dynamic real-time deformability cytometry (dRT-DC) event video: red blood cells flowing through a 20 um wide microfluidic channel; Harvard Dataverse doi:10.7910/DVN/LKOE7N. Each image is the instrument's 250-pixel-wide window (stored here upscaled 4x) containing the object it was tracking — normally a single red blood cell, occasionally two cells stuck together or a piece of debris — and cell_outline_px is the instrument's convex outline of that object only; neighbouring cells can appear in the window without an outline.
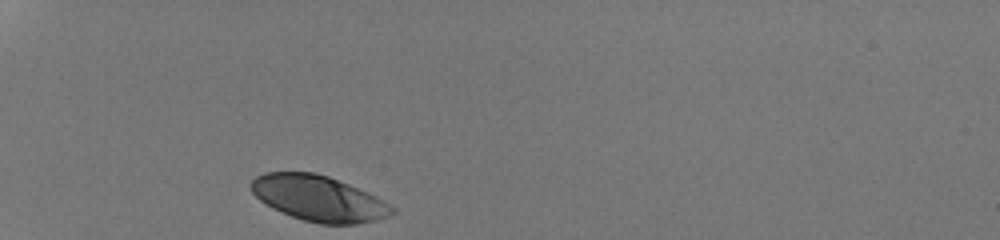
{"species": "human", "species_latin": "Homo sapiens", "temperature_condition": "room temperature", "stored_images_in_passage": 28, "camera_frame_rate_fps": 3000, "um_per_image_px": 0.085, "donor": {"sex": "male"}, "frame": {"image": 1, "passage_image": 1, "time_ms": 0.0, "image_size_px": [1000, 240], "cell_outline_px": [[396, 212], [388, 216], [376, 220], [356, 224], [320, 224], [304, 220], [280, 212], [272, 208], [260, 200], [248, 188], [248, 184], [256, 176], [264, 172], [316, 172], [328, 176], [368, 192], [376, 196], [396, 208]], "centroid_in_image_um": [27.06, 16.86], "position_along_channel_um": 57.9, "area_um2": 37.63}}
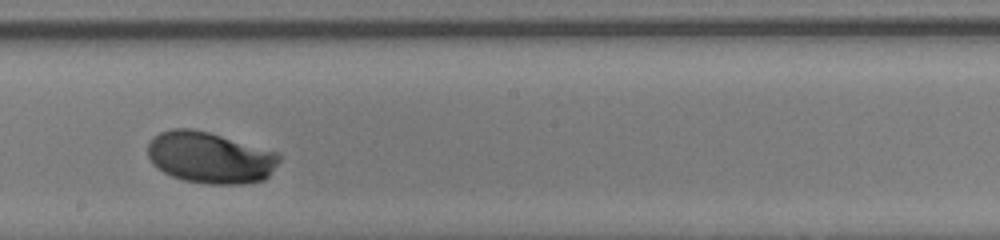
{"frame": {"image": 2, "passage_image": 16, "time_ms": 5.0, "image_size_px": [1000, 240], "cell_outline_px": [[280, 160], [268, 176], [264, 180], [244, 184], [208, 184], [184, 180], [172, 176], [156, 168], [152, 164], [148, 156], [148, 144], [160, 132], [172, 128], [192, 128], [208, 132], [276, 152], [280, 156]], "centroid_in_image_um": [17.83, 13.4], "position_along_channel_um": 230.4, "area_um2": 39.19}}
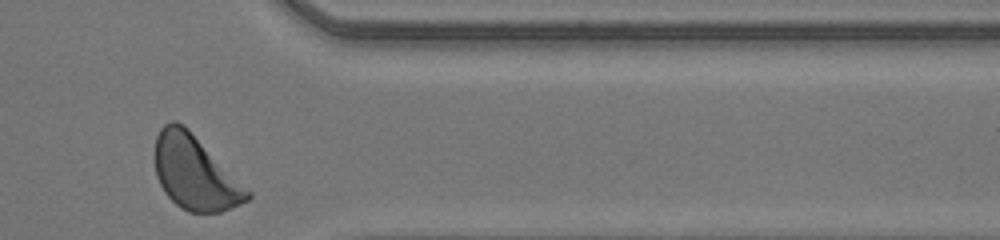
{"frame": {"image": 3, "passage_image": 28, "time_ms": 9.0, "image_size_px": [1000, 240], "cell_outline_px": [[252, 196], [248, 200], [232, 208], [220, 212], [188, 212], [180, 208], [164, 192], [156, 176], [156, 136], [160, 128], [164, 124], [172, 120], [176, 120], [188, 128], [252, 192]], "centroid_in_image_um": [16.58, 14.69], "position_along_channel_um": 394.8, "area_um2": 39.71}, "authors_computed_cell_mechanics": {"area_um2": 38.2925, "velocity_mm_per_s": 4.1747, "shape_relaxation_time_tau1_ms": 2.3103, "shape_relaxation_time_tau2_ms": null, "deformation_change_tau1": 0.1472, "deformation_change_tau2": null}}